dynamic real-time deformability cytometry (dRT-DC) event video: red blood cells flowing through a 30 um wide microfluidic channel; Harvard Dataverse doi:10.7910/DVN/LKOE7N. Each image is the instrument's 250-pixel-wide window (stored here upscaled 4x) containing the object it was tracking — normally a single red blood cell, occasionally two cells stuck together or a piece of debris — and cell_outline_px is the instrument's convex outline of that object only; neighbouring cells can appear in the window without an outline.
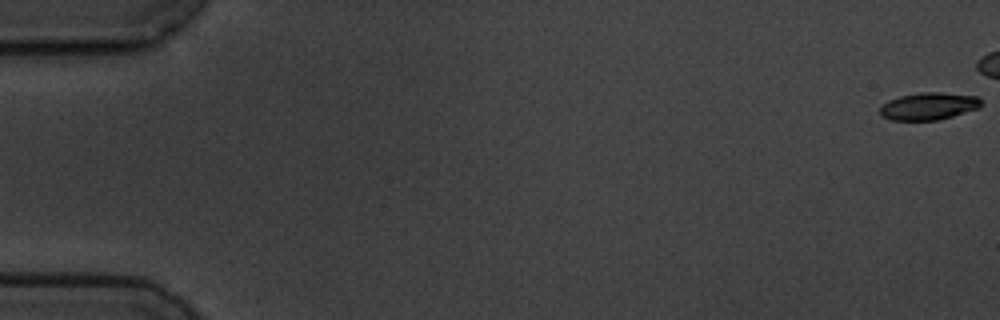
{"species": "common noctule bat (a hibernating species)", "species_latin": "Nyctalus noctula", "temperature_condition": "cold", "stored_images_in_passage": 7, "camera_frame_rate_fps": 3000, "um_per_image_px": 0.085, "animal": {"sex": "male", "body_mass_g": 19.5, "forearm_length_mm": 54.6}, "frame": {"image": 1, "passage_image": 1, "time_ms": 0.0, "image_size_px": [1000, 320], "cell_outline_px": [[984, 104], [980, 108], [940, 120], [892, 120], [884, 116], [880, 112], [880, 108], [888, 100], [900, 96], [920, 92], [940, 92], [976, 96]], "centroid_in_image_um": [78.99, 9.02], "position_along_channel_um": 6.0, "area_um2": 16.13}}
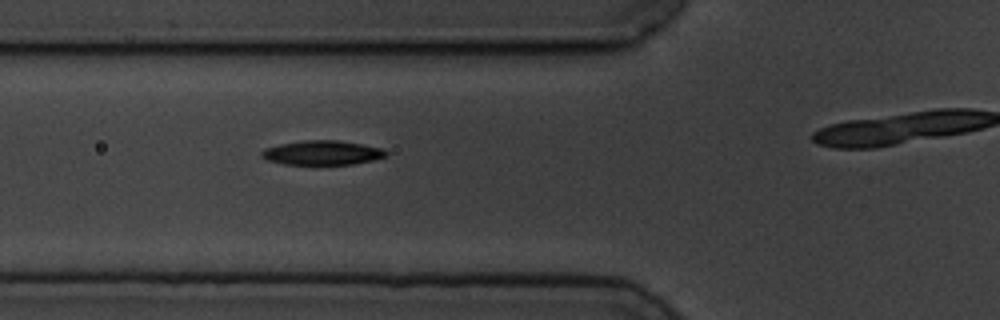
{"frame": {"image": 2, "passage_image": 6, "time_ms": 7.0, "image_size_px": [1000, 320], "cell_outline_px": [[388, 156], [372, 160], [352, 164], [316, 168], [284, 164], [268, 160], [260, 156], [260, 152], [264, 148], [280, 144], [304, 140], [340, 140], [384, 148], [388, 152]], "centroid_in_image_um": [27.39, 13.03], "position_along_channel_um": 98.4, "area_um2": 18.73}}